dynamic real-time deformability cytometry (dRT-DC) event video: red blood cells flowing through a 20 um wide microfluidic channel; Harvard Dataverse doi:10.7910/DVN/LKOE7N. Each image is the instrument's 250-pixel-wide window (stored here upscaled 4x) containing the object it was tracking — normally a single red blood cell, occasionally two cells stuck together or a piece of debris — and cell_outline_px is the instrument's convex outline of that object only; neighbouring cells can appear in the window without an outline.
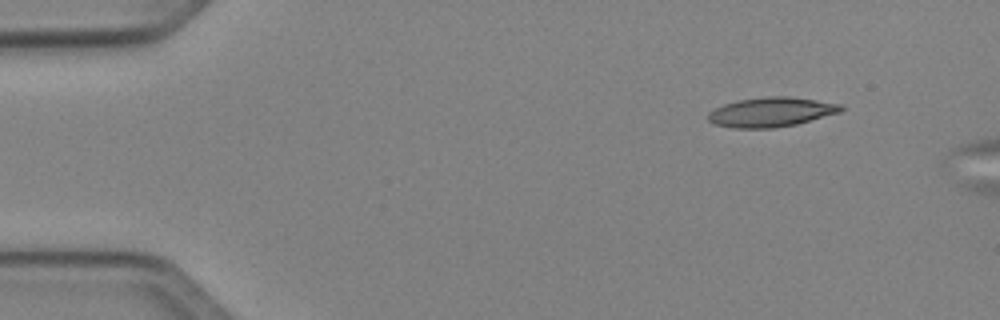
{"species": "Egyptian fruit bat (a non-hibernating species)", "species_latin": "Rousettus aegyptiacus", "temperature_condition": "cold", "stored_images_in_passage": 3, "camera_frame_rate_fps": 3000, "um_per_image_px": 0.085, "animal": {"sex": "female"}, "frame": {"image": 1, "passage_image": 1, "time_ms": 0.0, "image_size_px": [1000, 320], "cell_outline_px": [[844, 108], [840, 112], [796, 124], [772, 128], [732, 128], [712, 124], [708, 120], [708, 112], [724, 104], [740, 100], [768, 96], [788, 96], [816, 100], [840, 104]], "centroid_in_image_um": [65.52, 9.53], "position_along_channel_um": 19.5, "area_um2": 22.72}}